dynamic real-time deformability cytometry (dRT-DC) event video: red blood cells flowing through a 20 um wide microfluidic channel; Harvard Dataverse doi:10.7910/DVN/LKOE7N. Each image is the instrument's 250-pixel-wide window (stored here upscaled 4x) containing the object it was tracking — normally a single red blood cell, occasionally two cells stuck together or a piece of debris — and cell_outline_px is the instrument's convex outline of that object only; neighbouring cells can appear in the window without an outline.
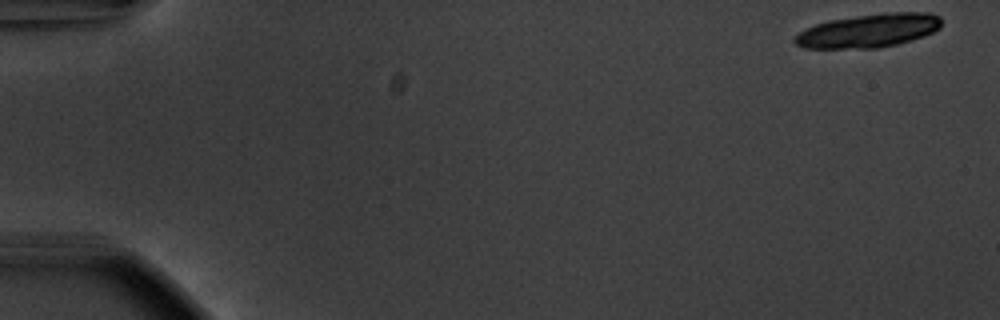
{"species": "common noctule bat (a hibernating species)", "species_latin": "Nyctalus noctula", "temperature_condition": "warm", "stored_images_in_passage": 21, "camera_frame_rate_fps": 3000, "um_per_image_px": 0.085, "animal": {"sex": "male", "body_mass_g": 20.1, "forearm_length_mm": 53.5}, "frame": {"image": 1, "passage_image": 1, "time_ms": 0.0, "image_size_px": [1000, 320], "cell_outline_px": [[940, 28], [924, 36], [912, 40], [896, 44], [876, 48], [804, 48], [796, 44], [792, 40], [804, 28], [828, 20], [856, 16], [892, 12], [928, 12], [940, 16]], "centroid_in_image_um": [73.83, 2.6], "position_along_channel_um": 11.2, "area_um2": 28.61}}